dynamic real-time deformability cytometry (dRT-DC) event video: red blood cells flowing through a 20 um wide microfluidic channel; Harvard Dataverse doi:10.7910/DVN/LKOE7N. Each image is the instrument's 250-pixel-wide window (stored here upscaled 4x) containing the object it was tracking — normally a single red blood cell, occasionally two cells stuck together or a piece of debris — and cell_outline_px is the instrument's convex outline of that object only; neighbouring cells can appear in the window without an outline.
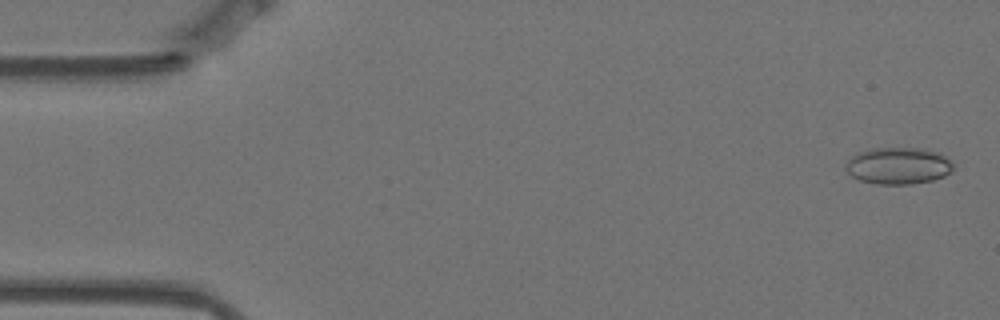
{"species": "Egyptian fruit bat (a non-hibernating species)", "species_latin": "Rousettus aegyptiacus", "temperature_condition": "warm", "stored_images_in_passage": 57, "camera_frame_rate_fps": 3000, "um_per_image_px": 0.085, "animal": {"sex": "female"}, "frame": {"image": 1, "passage_image": 2, "time_ms": 0.333, "image_size_px": [1000, 320], "cell_outline_px": [[952, 172], [944, 176], [932, 180], [912, 184], [876, 184], [860, 180], [852, 176], [844, 168], [848, 160], [852, 156], [860, 152], [872, 148], [920, 148], [940, 152], [952, 160]], "centroid_in_image_um": [76.38, 14.09], "position_along_channel_um": 8.6, "area_um2": 23.18}}
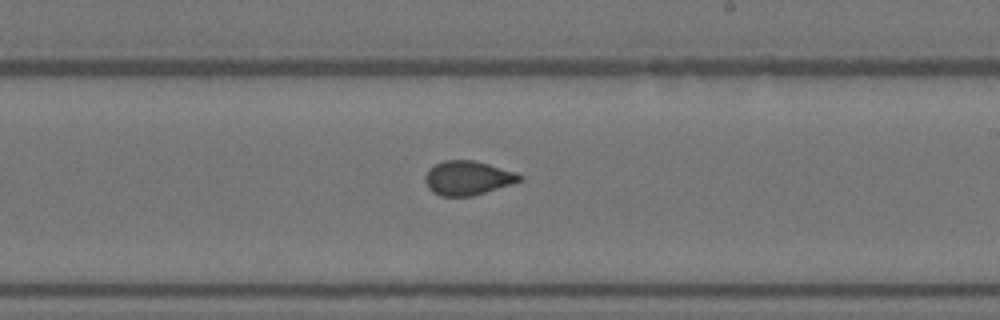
{"frame": {"image": 2, "passage_image": 33, "time_ms": 10.667, "image_size_px": [1000, 320], "cell_outline_px": [[524, 180], [512, 184], [472, 196], [440, 196], [432, 192], [428, 188], [424, 180], [424, 176], [428, 168], [444, 160], [476, 160], [516, 172], [524, 176]], "centroid_in_image_um": [39.76, 15.12], "position_along_channel_um": 249.2, "area_um2": 19.07}}
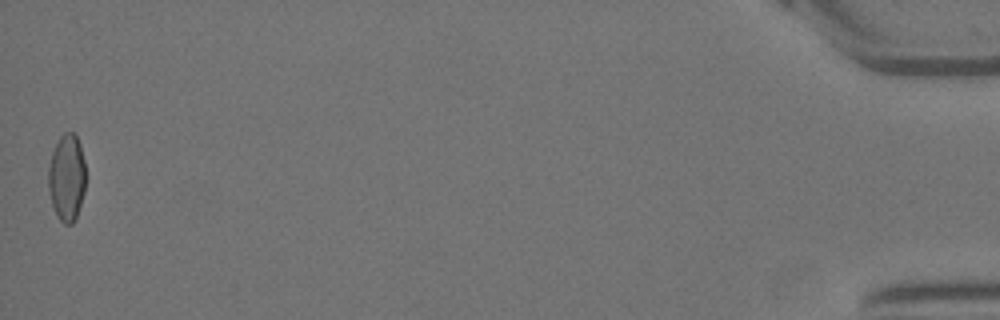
{"frame": {"image": 3, "passage_image": 57, "time_ms": 18.667, "image_size_px": [1000, 320], "cell_outline_px": [[84, 192], [76, 216], [72, 224], [64, 224], [60, 220], [52, 204], [48, 188], [48, 168], [52, 152], [60, 136], [64, 132], [72, 132], [76, 136], [80, 144], [84, 160]], "centroid_in_image_um": [5.66, 15.07], "position_along_channel_um": 429.5, "area_um2": 18.67}, "authors_computed_cell_mechanics": {"area_um2": 19.074, "velocity_mm_per_s": 3.5226, "shape_relaxation_time_tau1_ms": 7.724, "shape_relaxation_time_tau2_ms": 0.9996, "deformation_change_tau1": 0.1496, "deformation_change_tau2": 0.0492}}